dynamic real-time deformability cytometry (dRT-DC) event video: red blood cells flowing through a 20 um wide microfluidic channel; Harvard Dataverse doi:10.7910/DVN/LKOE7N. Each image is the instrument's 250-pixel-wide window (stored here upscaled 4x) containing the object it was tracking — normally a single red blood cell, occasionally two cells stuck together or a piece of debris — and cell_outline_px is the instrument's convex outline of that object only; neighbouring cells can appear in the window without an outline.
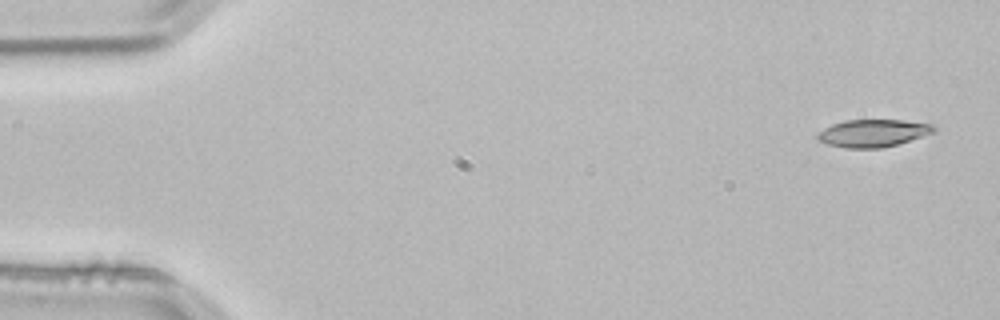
{"species": "common noctule bat (a hibernating species)", "species_latin": "Nyctalus noctula", "temperature_condition": "room temperature", "stored_images_in_passage": 3, "segment_of_instrument_passage": [2, 2], "camera_frame_rate_fps": 3000, "um_per_image_px": 0.085, "animal": {"sex": "male", "body_mass_g": 21.5, "forearm_length_mm": 52.0}, "frame": {"image": 1, "passage_image": 3, "time_ms": 0.667, "image_size_px": [1000, 320], "cell_outline_px": [[936, 132], [896, 144], [880, 148], [844, 148], [828, 144], [820, 140], [816, 136], [824, 128], [832, 124], [848, 120], [904, 120], [932, 124], [936, 128]], "centroid_in_image_um": [74.23, 11.31], "position_along_channel_um": 10.8, "area_um2": 18.44}}